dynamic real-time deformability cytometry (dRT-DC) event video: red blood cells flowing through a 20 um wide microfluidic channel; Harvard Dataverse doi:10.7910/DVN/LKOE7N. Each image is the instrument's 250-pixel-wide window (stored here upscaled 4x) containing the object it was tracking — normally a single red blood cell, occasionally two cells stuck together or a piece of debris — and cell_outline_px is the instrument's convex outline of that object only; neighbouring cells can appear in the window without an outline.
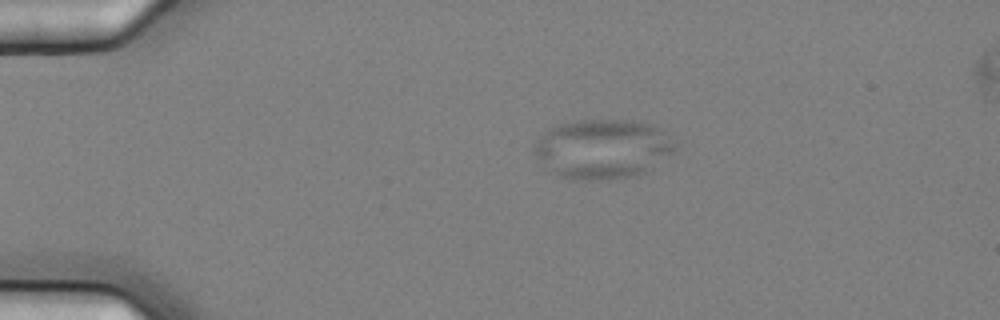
{"species": "common noctule bat (a hibernating species)", "species_latin": "Nyctalus noctula", "temperature_condition": "cold", "stored_images_in_passage": 4, "camera_frame_rate_fps": 3000, "um_per_image_px": 0.085, "animal": {"sex": "female", "body_mass_g": 25.1}, "frame": {"image": 1, "passage_image": 1, "time_ms": 0.0, "image_size_px": [1000, 320], "cell_outline_px": [[676, 148], [672, 152], [644, 172], [632, 176], [608, 180], [576, 180], [560, 176], [544, 168], [532, 152], [532, 148], [544, 132], [552, 128], [564, 124], [580, 120], [624, 120], [648, 124], [656, 128], [676, 144]], "centroid_in_image_um": [51.14, 12.69], "position_along_channel_um": 33.9, "area_um2": 48.09}}